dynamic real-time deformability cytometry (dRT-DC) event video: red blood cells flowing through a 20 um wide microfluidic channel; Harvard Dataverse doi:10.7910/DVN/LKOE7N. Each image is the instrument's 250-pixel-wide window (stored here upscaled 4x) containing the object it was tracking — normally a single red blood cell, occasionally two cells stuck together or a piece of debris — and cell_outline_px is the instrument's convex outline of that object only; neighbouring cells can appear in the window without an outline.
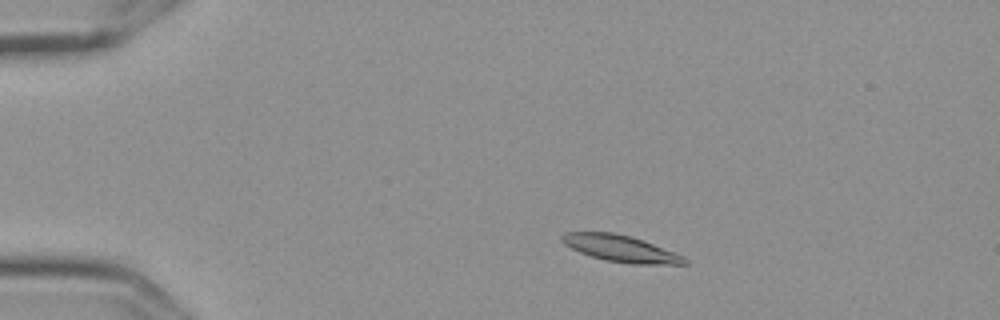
{"species": "Egyptian fruit bat (a non-hibernating species)", "species_latin": "Rousettus aegyptiacus", "temperature_condition": "cold", "stored_images_in_passage": 53, "camera_frame_rate_fps": 3000, "um_per_image_px": 0.085, "frame": {"image": 1, "passage_image": 7, "time_ms": 2.0, "image_size_px": [1000, 320], "cell_outline_px": [[688, 264], [632, 264], [604, 260], [580, 252], [564, 244], [560, 240], [560, 236], [564, 232], [612, 232], [628, 236], [652, 244], [684, 256], [688, 260]], "centroid_in_image_um": [52.72, 21.13], "position_along_channel_um": 32.3, "area_um2": 18.73}}
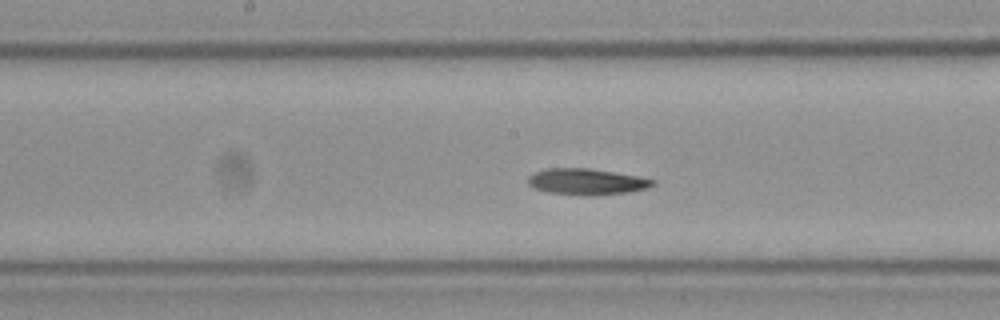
{"frame": {"image": 2, "passage_image": 26, "time_ms": 8.333, "image_size_px": [1000, 320], "cell_outline_px": [[656, 180], [648, 188], [628, 192], [592, 196], [584, 196], [548, 192], [532, 188], [528, 184], [528, 176], [536, 172], [548, 168], [588, 168], [636, 176]], "centroid_in_image_um": [49.82, 15.45], "position_along_channel_um": 198.4, "area_um2": 18.96}}
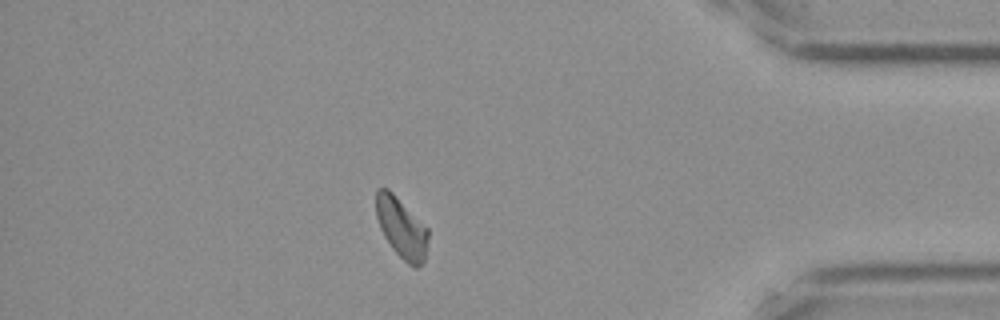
{"frame": {"image": 3, "passage_image": 46, "time_ms": 15.0, "image_size_px": [1000, 320], "cell_outline_px": [[428, 236], [424, 260], [416, 268], [408, 264], [392, 248], [384, 236], [380, 228], [376, 216], [376, 188], [388, 188], [428, 228]], "centroid_in_image_um": [34.11, 19.35], "position_along_channel_um": 401.1, "area_um2": 18.09}, "authors_computed_cell_mechanics": {"area_um2": 18.785, "velocity_mm_per_s": 3.5563, "shape_relaxation_time_tau1_ms": null, "shape_relaxation_time_tau2_ms": 7.6472, "deformation_change_tau1": null, "deformation_change_tau2": 0.1357}}